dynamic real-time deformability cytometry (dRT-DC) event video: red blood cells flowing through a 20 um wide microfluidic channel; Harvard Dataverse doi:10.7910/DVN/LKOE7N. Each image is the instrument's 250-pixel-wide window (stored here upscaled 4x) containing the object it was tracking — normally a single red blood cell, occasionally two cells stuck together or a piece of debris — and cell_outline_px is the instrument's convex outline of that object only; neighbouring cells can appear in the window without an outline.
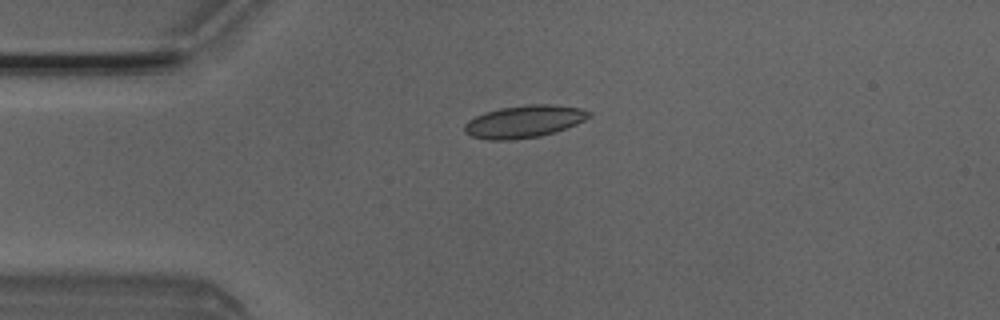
{"species": "Egyptian fruit bat (a non-hibernating species)", "species_latin": "Rousettus aegyptiacus", "temperature_condition": "room temperature", "stored_images_in_passage": 6, "camera_frame_rate_fps": 3000, "um_per_image_px": 0.085, "animal": {"sex": "male"}, "frame": {"image": 1, "passage_image": 4, "time_ms": 1.0, "image_size_px": [1000, 320], "cell_outline_px": [[592, 116], [576, 124], [540, 136], [508, 140], [488, 140], [472, 136], [464, 132], [464, 124], [468, 120], [484, 112], [500, 108], [528, 104], [552, 104], [580, 108], [592, 112]], "centroid_in_image_um": [44.53, 10.32], "position_along_channel_um": 40.5, "area_um2": 23.41}}